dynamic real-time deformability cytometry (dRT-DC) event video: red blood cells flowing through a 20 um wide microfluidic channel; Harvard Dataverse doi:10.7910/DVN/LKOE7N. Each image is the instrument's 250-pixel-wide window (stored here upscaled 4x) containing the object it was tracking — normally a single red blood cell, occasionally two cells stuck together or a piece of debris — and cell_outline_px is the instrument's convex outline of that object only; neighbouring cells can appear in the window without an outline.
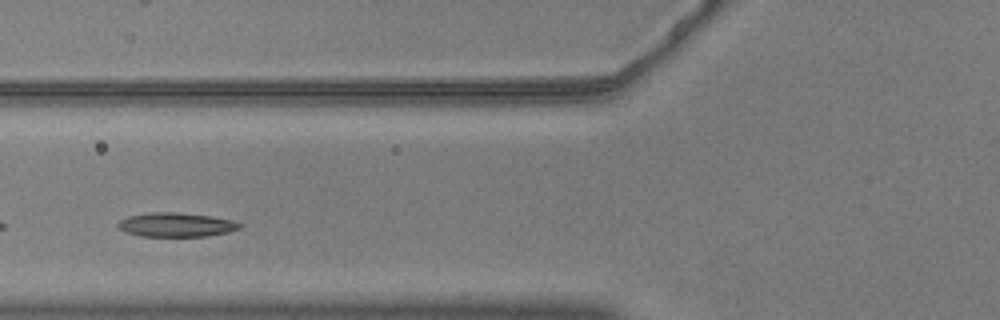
{"species": "common noctule bat (a hibernating species)", "species_latin": "Nyctalus noctula", "temperature_condition": "warm", "stored_images_in_passage": 37, "camera_frame_rate_fps": 3000, "um_per_image_px": 0.085, "animal": {"sex": "male", "body_mass_g": 20.5, "forearm_length_mm": 52.5}, "frame": {"image": 1, "passage_image": 10, "time_ms": 3.0, "image_size_px": [1000, 320], "cell_outline_px": [[244, 224], [240, 228], [228, 232], [208, 236], [140, 236], [124, 232], [116, 228], [116, 224], [120, 220], [128, 216], [152, 212], [176, 212], [208, 216], [232, 220]], "centroid_in_image_um": [14.93, 19.11], "position_along_channel_um": 110.9, "area_um2": 17.17}}
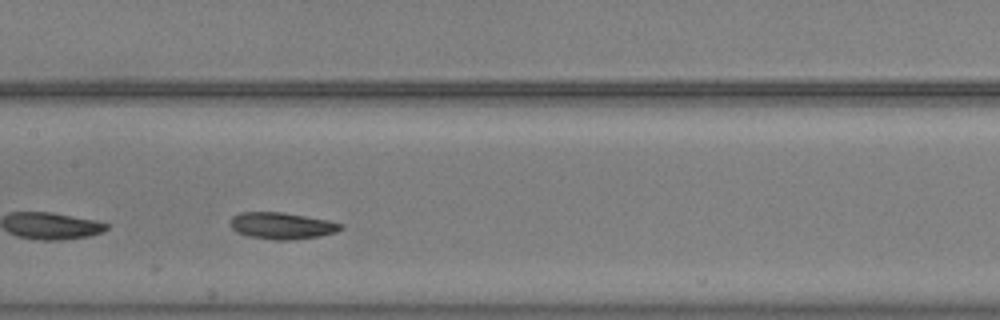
{"frame": {"image": 2, "passage_image": 16, "time_ms": 5.0, "image_size_px": [1000, 320], "cell_outline_px": [[344, 228], [336, 232], [320, 236], [288, 240], [276, 240], [248, 236], [236, 232], [228, 224], [232, 216], [240, 212], [284, 212], [328, 220], [344, 224]], "centroid_in_image_um": [23.95, 19.18], "position_along_channel_um": 183.5, "area_um2": 17.34}}
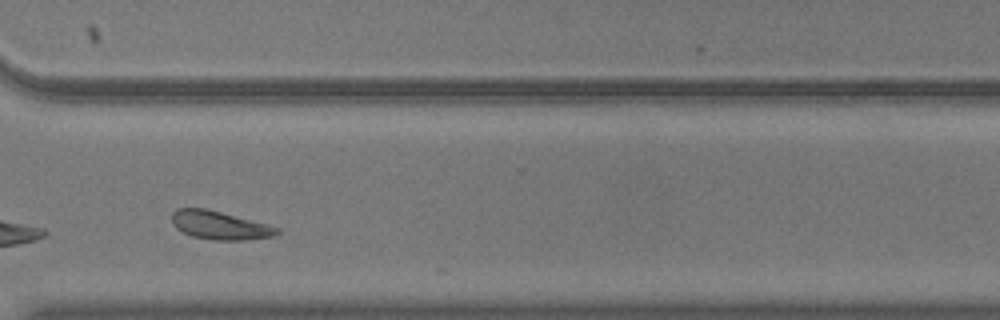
{"frame": {"image": 3, "passage_image": 30, "time_ms": 9.667, "image_size_px": [1000, 320], "cell_outline_px": [[280, 232], [276, 236], [244, 240], [212, 240], [192, 236], [176, 228], [172, 224], [172, 212], [176, 208], [204, 208], [268, 224], [280, 228]], "centroid_in_image_um": [18.69, 19.15], "position_along_channel_um": 351.9, "area_um2": 17.4}, "authors_computed_cell_mechanics": {"area_um2": 17.1666, "velocity_mm_per_s": 3.6176, "shape_relaxation_time_tau1_ms": 3.2548, "shape_relaxation_time_tau2_ms": 5.958, "deformation_change_tau1": 0.1018, "deformation_change_tau2": 0.1171}}